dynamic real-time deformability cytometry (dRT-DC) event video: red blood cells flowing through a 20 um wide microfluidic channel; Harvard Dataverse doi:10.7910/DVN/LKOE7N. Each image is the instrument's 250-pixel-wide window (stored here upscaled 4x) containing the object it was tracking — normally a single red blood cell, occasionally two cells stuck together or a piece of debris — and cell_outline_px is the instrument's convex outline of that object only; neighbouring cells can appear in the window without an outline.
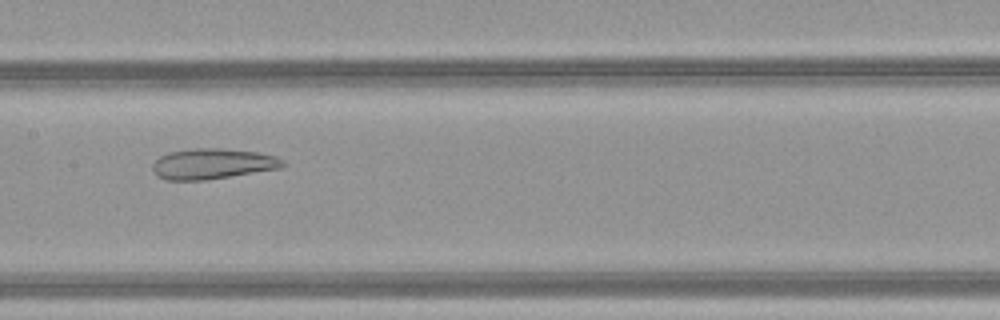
{"species": "common noctule bat (a hibernating species)", "species_latin": "Nyctalus noctula", "temperature_condition": "warm", "stored_images_in_passage": 36, "camera_frame_rate_fps": 3000, "um_per_image_px": 0.085, "animal": {"sex": "female", "body_mass_g": 21.9}, "frame": {"image": 1, "passage_image": 15, "time_ms": 4.667, "image_size_px": [1000, 320], "cell_outline_px": [[284, 164], [280, 168], [204, 180], [164, 180], [156, 176], [152, 168], [152, 164], [160, 156], [168, 152], [192, 148], [220, 148], [256, 152], [276, 156], [284, 160]], "centroid_in_image_um": [18.01, 13.92], "position_along_channel_um": 189.4, "area_um2": 23.12}}
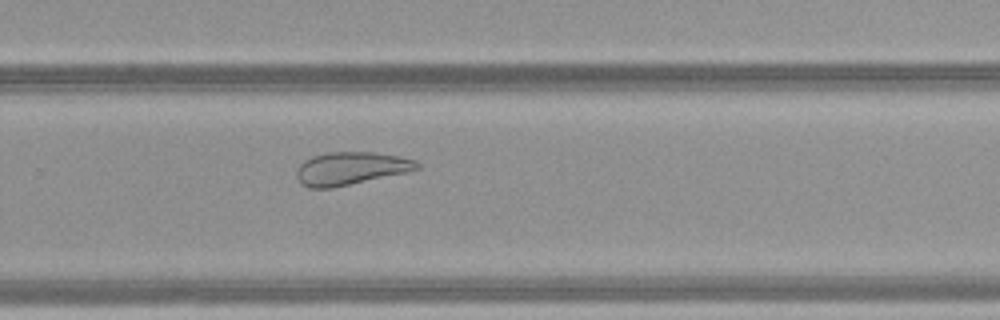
{"frame": {"image": 2, "passage_image": 23, "time_ms": 7.333, "image_size_px": [1000, 320], "cell_outline_px": [[420, 168], [408, 172], [332, 188], [308, 188], [296, 176], [296, 172], [300, 164], [304, 160], [312, 156], [328, 152], [372, 152], [396, 156], [416, 160], [420, 164]], "centroid_in_image_um": [29.82, 14.31], "position_along_channel_um": 300.0, "area_um2": 22.95}}
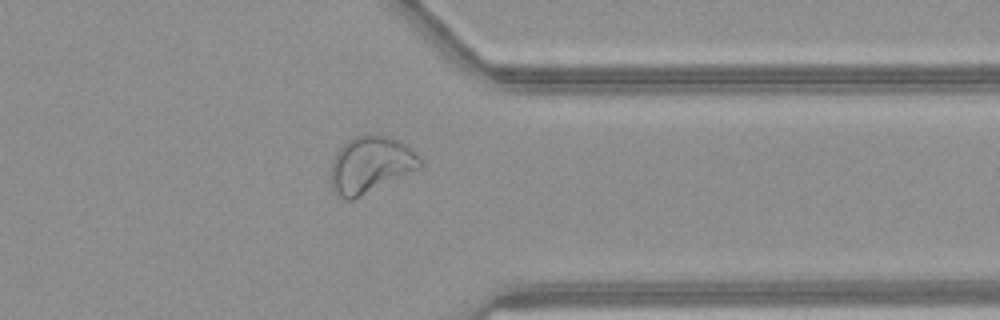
{"frame": {"image": 3, "passage_image": 29, "time_ms": 9.333, "image_size_px": [1000, 320], "cell_outline_px": [[424, 164], [420, 168], [352, 200], [344, 200], [332, 188], [332, 160], [340, 148], [352, 136], [364, 132], [388, 136], [404, 144], [424, 160]], "centroid_in_image_um": [31.51, 13.97], "position_along_channel_um": 379.9, "area_um2": 29.36}}